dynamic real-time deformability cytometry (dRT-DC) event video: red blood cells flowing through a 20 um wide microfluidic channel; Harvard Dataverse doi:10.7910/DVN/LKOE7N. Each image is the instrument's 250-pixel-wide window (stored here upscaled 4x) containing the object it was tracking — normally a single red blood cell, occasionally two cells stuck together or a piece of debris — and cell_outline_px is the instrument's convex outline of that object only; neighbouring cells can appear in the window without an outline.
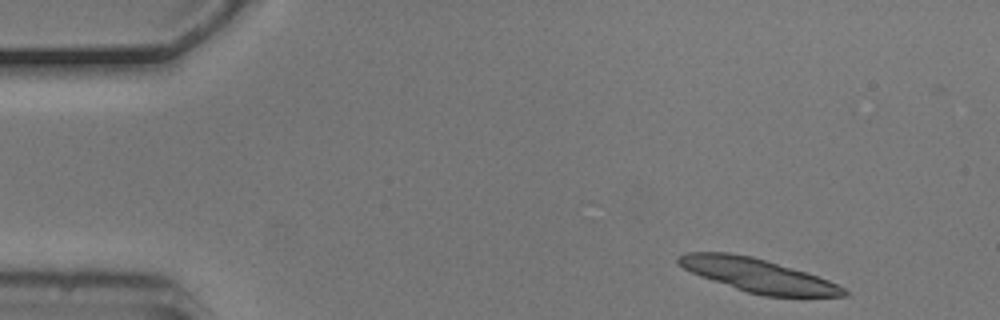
{"species": "common noctule bat (a hibernating species)", "species_latin": "Nyctalus noctula", "temperature_condition": "cold", "stored_images_in_passage": 5, "segment_of_instrument_passage": [2, 2], "camera_frame_rate_fps": 3000, "um_per_image_px": 0.085, "animal": {"sex": "male", "body_mass_g": 20.5, "forearm_length_mm": 52.5}, "frame": {"image": 1, "passage_image": 5, "time_ms": 1.333, "image_size_px": [1000, 320], "cell_outline_px": [[848, 296], [764, 296], [748, 292], [700, 276], [684, 268], [676, 260], [676, 256], [684, 252], [728, 252], [752, 256], [808, 272], [828, 280], [844, 288], [848, 292]], "centroid_in_image_um": [64.41, 23.39], "position_along_channel_um": 20.6, "area_um2": 32.08}}